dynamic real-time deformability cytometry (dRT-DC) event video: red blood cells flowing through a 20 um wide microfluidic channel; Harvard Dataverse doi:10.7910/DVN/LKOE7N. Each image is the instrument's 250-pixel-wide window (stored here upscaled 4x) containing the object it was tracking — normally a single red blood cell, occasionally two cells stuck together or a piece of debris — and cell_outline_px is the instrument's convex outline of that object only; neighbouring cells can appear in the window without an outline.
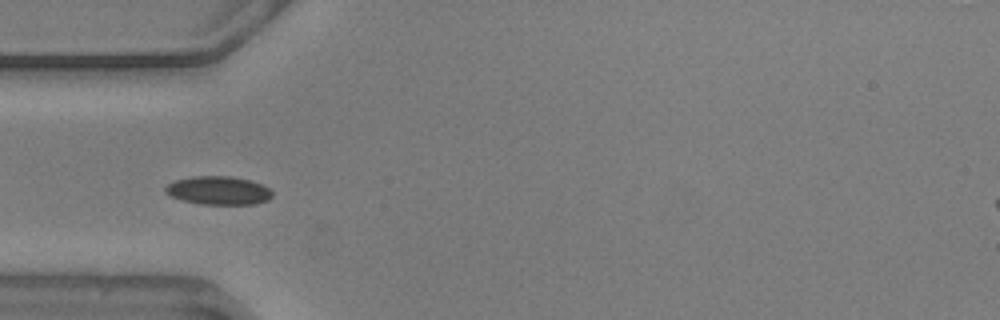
{"species": "common noctule bat (a hibernating species)", "species_latin": "Nyctalus noctula", "temperature_condition": "warm", "stored_images_in_passage": 11, "camera_frame_rate_fps": 3000, "um_per_image_px": 0.085, "animal": {"sex": "male", "body_mass_g": 20.5, "forearm_length_mm": 52.5}, "frame": {"image": 1, "passage_image": 4, "time_ms": 1.0, "image_size_px": [1000, 320], "cell_outline_px": [[272, 196], [268, 200], [256, 204], [200, 204], [168, 196], [164, 192], [164, 188], [168, 184], [176, 180], [192, 176], [232, 176], [252, 180], [268, 188], [272, 192]], "centroid_in_image_um": [18.55, 16.19], "position_along_channel_um": 66.4, "area_um2": 17.8}}